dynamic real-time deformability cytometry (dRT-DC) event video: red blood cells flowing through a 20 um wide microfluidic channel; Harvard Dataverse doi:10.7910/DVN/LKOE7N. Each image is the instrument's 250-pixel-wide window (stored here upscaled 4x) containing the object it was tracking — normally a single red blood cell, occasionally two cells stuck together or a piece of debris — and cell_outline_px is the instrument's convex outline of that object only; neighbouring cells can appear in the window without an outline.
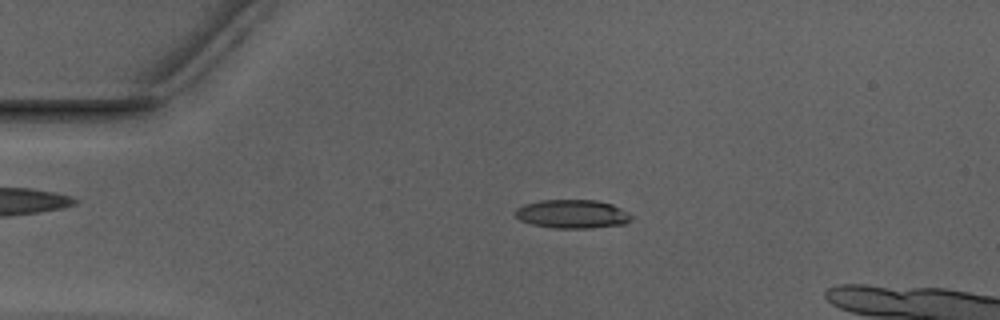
{"species": "Egyptian fruit bat (a non-hibernating species)", "species_latin": "Rousettus aegyptiacus", "temperature_condition": "warm", "stored_images_in_passage": 48, "camera_frame_rate_fps": 3000, "um_per_image_px": 0.085, "animal": {"sex": "male"}, "frame": {"image": 1, "passage_image": 11, "time_ms": 3.333, "image_size_px": [1000, 320], "cell_outline_px": [[632, 220], [624, 224], [592, 228], [552, 228], [532, 224], [520, 220], [512, 212], [516, 208], [524, 204], [540, 200], [596, 200], [612, 204], [628, 212], [632, 216]], "centroid_in_image_um": [48.63, 18.19], "position_along_channel_um": 36.4, "area_um2": 19.54}}
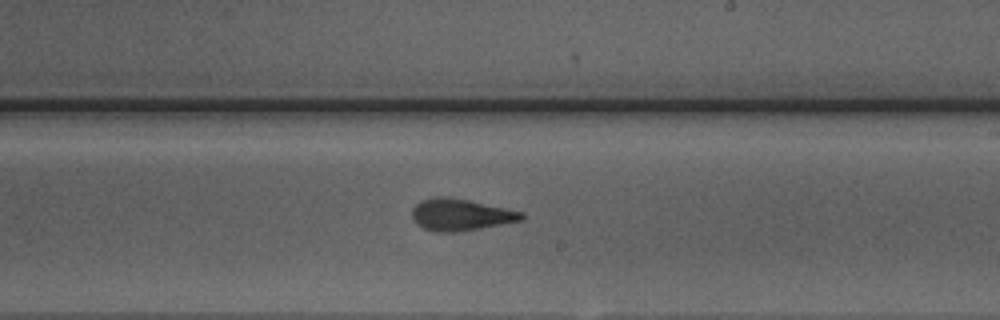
{"frame": {"image": 2, "passage_image": 30, "time_ms": 9.667, "image_size_px": [1000, 320], "cell_outline_px": [[524, 220], [460, 232], [436, 232], [424, 228], [416, 224], [412, 216], [412, 208], [420, 200], [436, 196], [444, 196], [468, 200], [524, 212]], "centroid_in_image_um": [39.14, 18.25], "position_along_channel_um": 249.9, "area_um2": 20.4}}
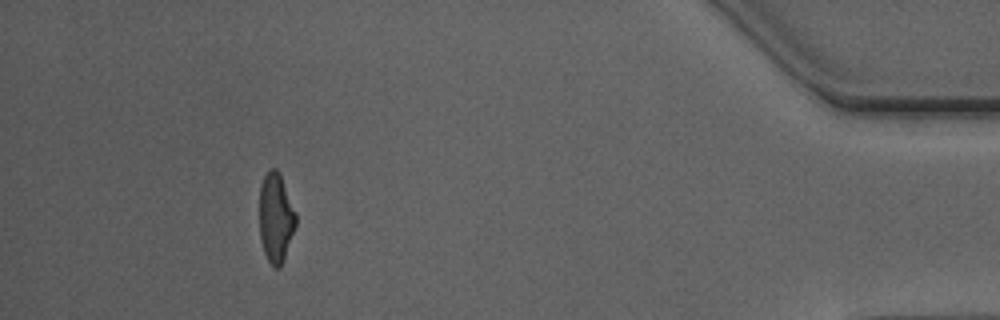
{"frame": {"image": 3, "passage_image": 47, "time_ms": 15.333, "image_size_px": [1000, 320], "cell_outline_px": [[296, 224], [280, 268], [272, 268], [264, 252], [260, 236], [260, 184], [268, 168], [276, 168], [280, 172], [296, 212]], "centroid_in_image_um": [23.44, 18.46], "position_along_channel_um": 411.8, "area_um2": 19.02}}